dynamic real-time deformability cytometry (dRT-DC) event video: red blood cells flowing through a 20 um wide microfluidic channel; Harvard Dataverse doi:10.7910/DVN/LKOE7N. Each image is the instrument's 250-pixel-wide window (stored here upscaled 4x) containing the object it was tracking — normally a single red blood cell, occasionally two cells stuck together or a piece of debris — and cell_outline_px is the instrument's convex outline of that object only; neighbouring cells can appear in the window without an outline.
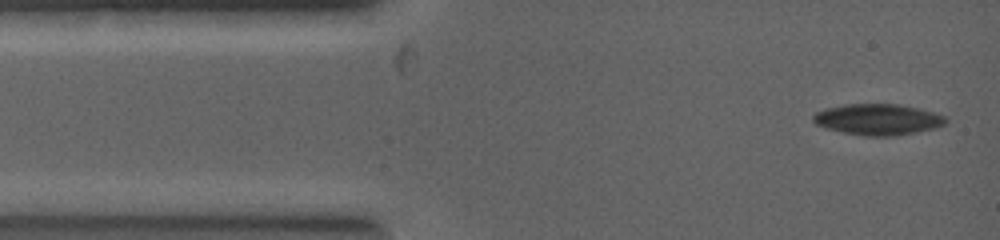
{"species": "common noctule bat (a hibernating species)", "species_latin": "Nyctalus noctula", "temperature_condition": "warm", "stored_images_in_passage": 3, "camera_frame_rate_fps": 5000, "um_per_image_px": 0.085, "animal": {"sex": "female", "body_mass_g": 19.0, "forearm_length_mm": 53.3}, "frame": {"image": 1, "passage_image": 1, "time_ms": 0.0, "image_size_px": [1000, 240], "cell_outline_px": [[948, 120], [944, 124], [936, 128], [916, 132], [892, 136], [864, 136], [824, 128], [816, 124], [812, 120], [812, 116], [816, 112], [824, 108], [844, 104], [896, 104], [920, 108], [936, 112], [948, 116]], "centroid_in_image_um": [74.64, 10.14], "position_along_channel_um": 10.4, "area_um2": 24.28}}